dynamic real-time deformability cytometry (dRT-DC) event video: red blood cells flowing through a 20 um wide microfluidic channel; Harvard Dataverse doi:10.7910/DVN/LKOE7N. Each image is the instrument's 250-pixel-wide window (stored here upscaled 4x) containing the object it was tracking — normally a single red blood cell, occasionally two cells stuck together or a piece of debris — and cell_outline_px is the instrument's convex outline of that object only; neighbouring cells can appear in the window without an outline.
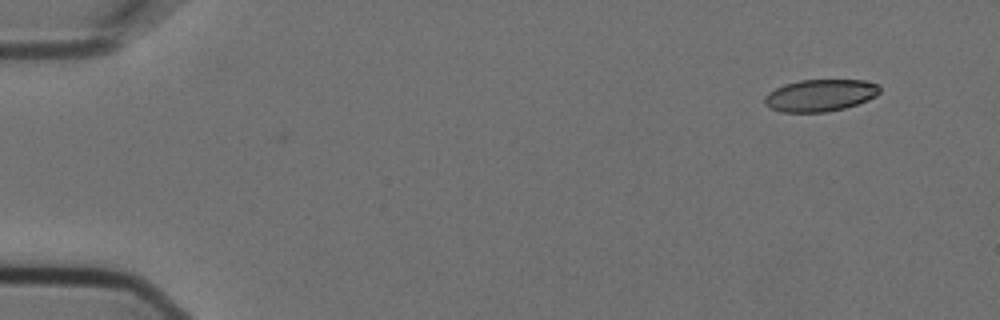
{"species": "Egyptian fruit bat (a non-hibernating species)", "species_latin": "Rousettus aegyptiacus", "temperature_condition": "cold", "stored_images_in_passage": 2, "camera_frame_rate_fps": 3000, "um_per_image_px": 0.085, "animal": {"sex": "female"}, "frame": {"image": 1, "passage_image": 2, "time_ms": 0.333, "image_size_px": [1000, 320], "cell_outline_px": [[880, 92], [876, 96], [868, 100], [844, 108], [824, 112], [780, 112], [764, 104], [764, 96], [768, 92], [784, 84], [800, 80], [864, 80], [880, 84]], "centroid_in_image_um": [69.72, 8.1], "position_along_channel_um": 15.3, "area_um2": 21.56}}